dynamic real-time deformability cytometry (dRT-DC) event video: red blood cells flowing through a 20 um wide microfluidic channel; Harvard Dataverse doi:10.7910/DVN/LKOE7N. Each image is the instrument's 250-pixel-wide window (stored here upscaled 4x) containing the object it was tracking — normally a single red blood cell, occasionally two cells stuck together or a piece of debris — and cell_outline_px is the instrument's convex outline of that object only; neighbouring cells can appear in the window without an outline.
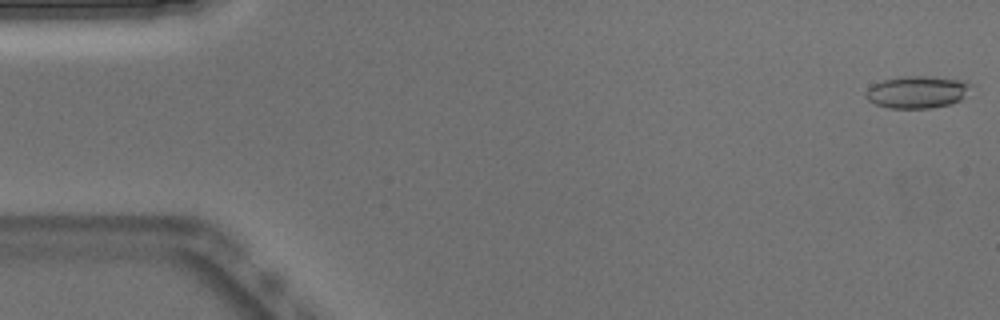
{"species": "Egyptian fruit bat (a non-hibernating species)", "species_latin": "Rousettus aegyptiacus", "temperature_condition": "warm", "stored_images_in_passage": 45, "camera_frame_rate_fps": 3000, "um_per_image_px": 0.085, "animal": {"sex": "male"}, "frame": {"image": 1, "passage_image": 1, "time_ms": 0.0, "image_size_px": [1000, 320], "cell_outline_px": [[968, 84], [960, 100], [948, 104], [932, 108], [888, 108], [876, 104], [868, 100], [864, 96], [864, 92], [872, 84], [884, 80], [900, 76], [928, 76], [960, 80]], "centroid_in_image_um": [77.83, 7.82], "position_along_channel_um": 7.2, "area_um2": 19.31}}
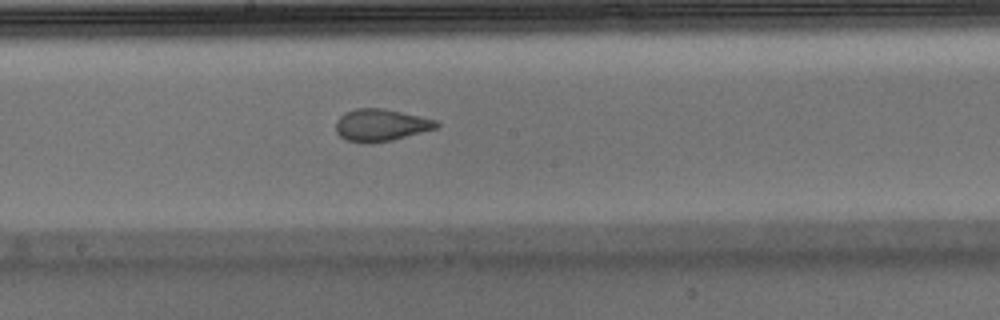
{"frame": {"image": 2, "passage_image": 27, "time_ms": 8.667, "image_size_px": [1000, 320], "cell_outline_px": [[440, 124], [436, 128], [392, 140], [368, 144], [348, 140], [340, 136], [336, 132], [336, 120], [344, 112], [356, 108], [384, 108], [420, 116], [436, 120]], "centroid_in_image_um": [32.35, 10.62], "position_along_channel_um": 215.9, "area_um2": 18.84}}
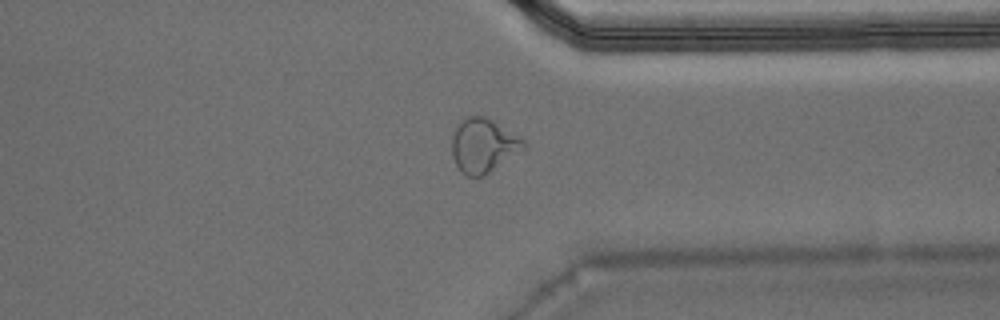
{"frame": {"image": 3, "passage_image": 39, "time_ms": 12.667, "image_size_px": [1000, 320], "cell_outline_px": [[528, 148], [484, 176], [468, 176], [460, 172], [452, 156], [452, 136], [456, 124], [464, 116], [484, 116], [492, 120], [524, 140], [528, 144]], "centroid_in_image_um": [41.09, 12.38], "position_along_channel_um": 370.3, "area_um2": 22.95}, "authors_computed_cell_mechanics": {"area_um2": 19.1318, "velocity_mm_per_s": 3.9294, "shape_relaxation_time_tau1_ms": null, "shape_relaxation_time_tau2_ms": 0.9976, "deformation_change_tau1": null, "deformation_change_tau2": 0.0712}}